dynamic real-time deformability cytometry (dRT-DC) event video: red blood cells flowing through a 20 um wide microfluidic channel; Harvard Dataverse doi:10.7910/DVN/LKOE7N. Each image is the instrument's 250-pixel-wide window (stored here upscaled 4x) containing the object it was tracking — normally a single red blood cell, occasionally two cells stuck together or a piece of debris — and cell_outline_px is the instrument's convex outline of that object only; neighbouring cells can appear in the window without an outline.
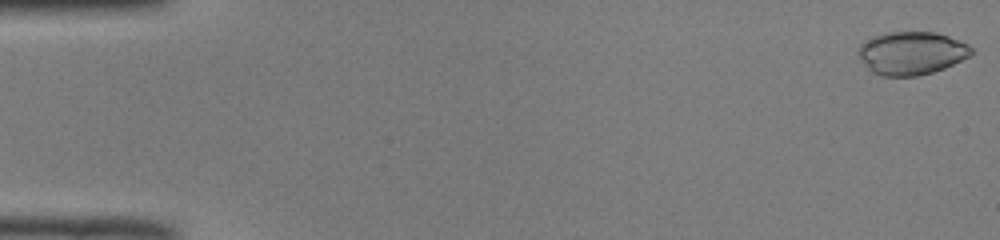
{"species": "common noctule bat (a hibernating species)", "species_latin": "Nyctalus noctula", "temperature_condition": "room temperature", "stored_images_in_passage": 51, "camera_frame_rate_fps": 3000, "um_per_image_px": 0.085, "animal": {"sex": "male", "body_mass_g": 19.0, "forearm_length_mm": 50.8}, "frame": {"image": 1, "passage_image": 1, "time_ms": 0.0, "image_size_px": [1000, 240], "cell_outline_px": [[972, 52], [968, 56], [944, 68], [932, 72], [916, 76], [880, 76], [872, 72], [860, 60], [860, 44], [884, 32], [936, 32], [960, 40], [968, 44], [972, 48]], "centroid_in_image_um": [77.48, 4.51], "position_along_channel_um": 7.5, "area_um2": 28.09}}
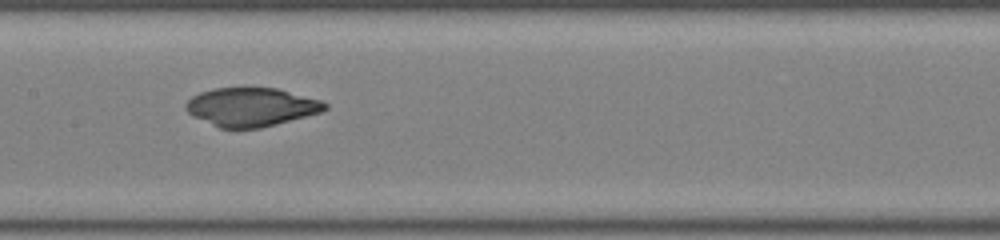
{"frame": {"image": 2, "passage_image": 26, "time_ms": 8.333, "image_size_px": [1000, 240], "cell_outline_px": [[328, 108], [320, 112], [276, 124], [260, 128], [220, 128], [192, 116], [184, 108], [184, 104], [192, 96], [200, 92], [216, 88], [244, 84], [276, 88], [320, 100], [328, 104]], "centroid_in_image_um": [21.31, 9.05], "position_along_channel_um": 186.1, "area_um2": 31.91}}
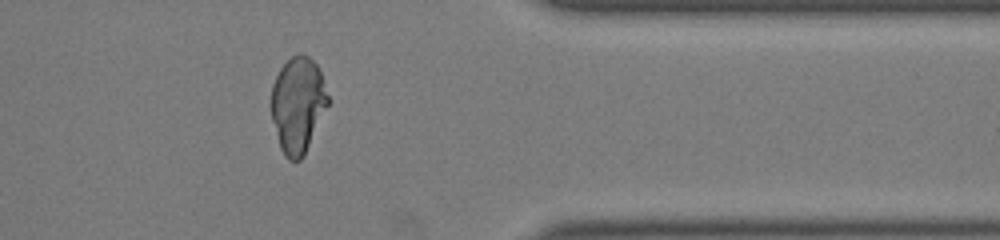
{"frame": {"image": 3, "passage_image": 42, "time_ms": 13.667, "image_size_px": [1000, 240], "cell_outline_px": [[328, 104], [304, 156], [300, 160], [288, 160], [284, 156], [280, 148], [272, 120], [268, 104], [272, 84], [280, 68], [292, 56], [308, 56], [316, 64], [320, 72], [328, 96]], "centroid_in_image_um": [25.27, 8.94], "position_along_channel_um": 386.1, "area_um2": 31.67}}